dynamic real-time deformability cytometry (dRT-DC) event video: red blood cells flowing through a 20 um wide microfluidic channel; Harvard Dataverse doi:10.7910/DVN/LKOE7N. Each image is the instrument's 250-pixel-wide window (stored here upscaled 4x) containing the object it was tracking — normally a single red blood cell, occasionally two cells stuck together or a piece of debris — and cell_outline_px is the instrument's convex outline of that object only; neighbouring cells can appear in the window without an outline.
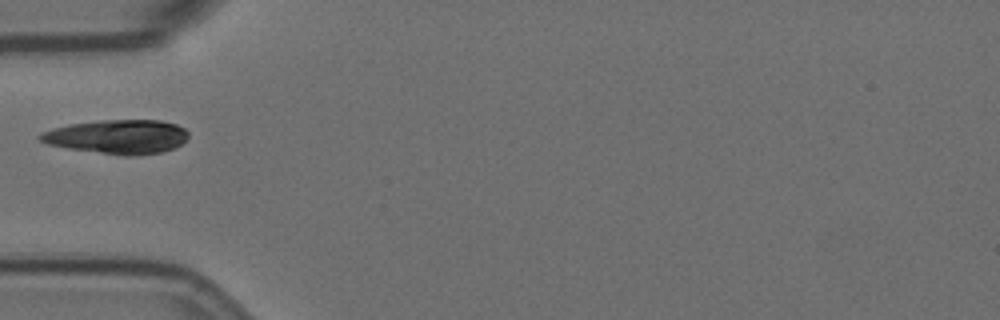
{"species": "Egyptian fruit bat (a non-hibernating species)", "species_latin": "Rousettus aegyptiacus", "temperature_condition": "room temperature", "stored_images_in_passage": 24, "camera_frame_rate_fps": 3000, "um_per_image_px": 0.085, "animal": {"sex": "female"}, "frame": {"image": 1, "passage_image": 1, "time_ms": 0.0, "image_size_px": [1000, 320], "cell_outline_px": [[188, 136], [176, 148], [160, 152], [136, 156], [124, 156], [68, 148], [48, 144], [40, 140], [36, 136], [40, 132], [52, 128], [68, 124], [100, 120], [160, 120], [176, 124], [184, 128], [188, 132]], "centroid_in_image_um": [9.97, 11.62], "position_along_channel_um": 75.0, "area_um2": 29.59}}